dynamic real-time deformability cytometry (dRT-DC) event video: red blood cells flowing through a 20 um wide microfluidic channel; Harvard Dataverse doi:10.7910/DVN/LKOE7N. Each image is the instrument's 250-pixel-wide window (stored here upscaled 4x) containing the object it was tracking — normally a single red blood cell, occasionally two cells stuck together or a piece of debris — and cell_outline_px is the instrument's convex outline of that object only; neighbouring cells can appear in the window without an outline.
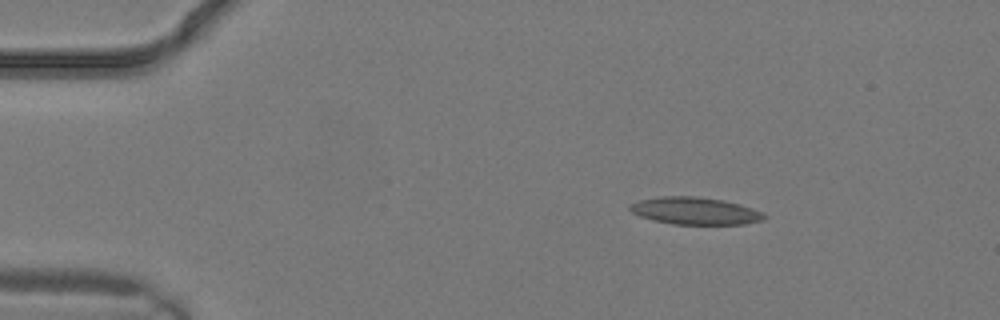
{"species": "common noctule bat (a hibernating species)", "species_latin": "Nyctalus noctula", "temperature_condition": "warm", "stored_images_in_passage": 2, "camera_frame_rate_fps": 3000, "um_per_image_px": 0.085, "animal": {"sex": "male", "body_mass_g": 19.2, "forearm_length_mm": 51.8}, "frame": {"image": 1, "passage_image": 1, "time_ms": 0.0, "image_size_px": [1000, 320], "cell_outline_px": [[764, 220], [748, 224], [672, 224], [652, 220], [640, 216], [632, 212], [628, 208], [628, 204], [640, 200], [664, 196], [696, 196], [724, 200], [740, 204], [752, 208], [760, 212], [764, 216]], "centroid_in_image_um": [59.05, 17.92], "position_along_channel_um": 25.9, "area_um2": 21.33}}
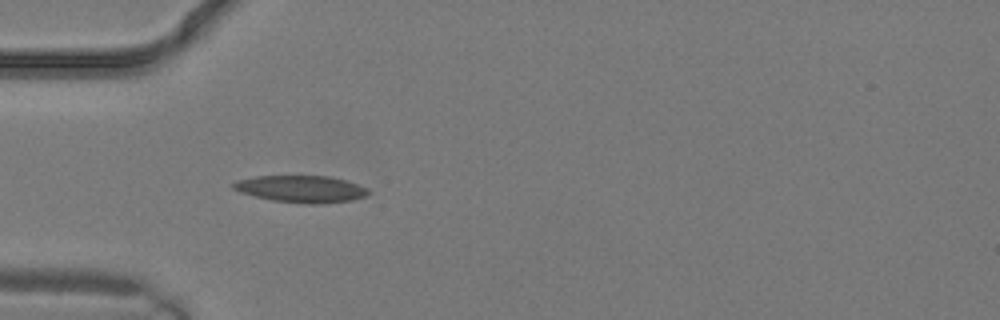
{"frame": {"image": 2, "passage_image": 2, "time_ms": 0.333, "image_size_px": [1000, 320], "cell_outline_px": [[372, 192], [364, 196], [352, 200], [316, 204], [312, 204], [272, 200], [240, 192], [232, 188], [232, 184], [236, 180], [256, 176], [328, 176], [344, 180], [368, 188]], "centroid_in_image_um": [25.59, 16.05], "position_along_channel_um": 59.4, "area_um2": 20.98}}